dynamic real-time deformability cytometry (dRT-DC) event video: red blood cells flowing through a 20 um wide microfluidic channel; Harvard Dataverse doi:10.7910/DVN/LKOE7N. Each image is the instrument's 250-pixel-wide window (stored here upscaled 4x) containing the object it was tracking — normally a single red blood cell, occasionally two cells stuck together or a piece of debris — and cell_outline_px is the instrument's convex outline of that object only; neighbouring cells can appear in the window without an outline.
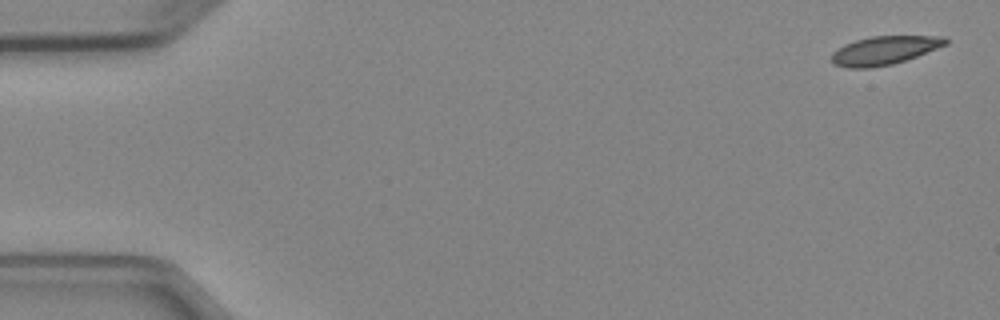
{"species": "Egyptian fruit bat (a non-hibernating species)", "species_latin": "Rousettus aegyptiacus", "temperature_condition": "cold", "stored_images_in_passage": 5, "camera_frame_rate_fps": 3000, "um_per_image_px": 0.085, "animal": {"sex": "female"}, "frame": {"image": 1, "passage_image": 1, "time_ms": 0.0, "image_size_px": [1000, 320], "cell_outline_px": [[948, 44], [916, 56], [892, 64], [872, 68], [848, 68], [832, 64], [832, 52], [836, 48], [844, 44], [856, 40], [872, 36], [944, 36], [948, 40]], "centroid_in_image_um": [75.14, 4.28], "position_along_channel_um": 9.9, "area_um2": 18.96}}
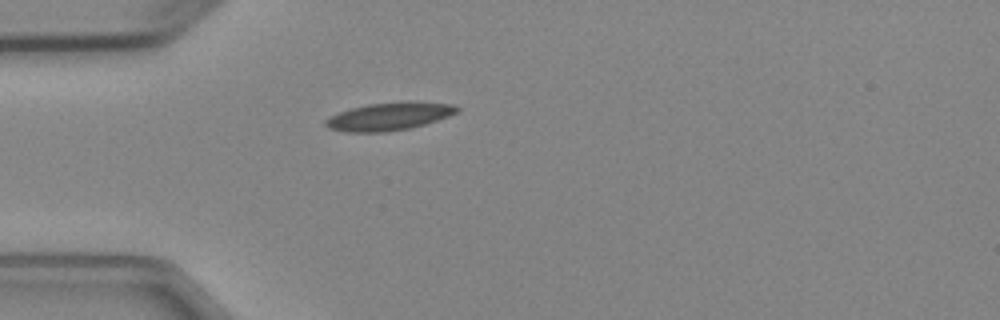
{"frame": {"image": 2, "passage_image": 5, "time_ms": 4.333, "image_size_px": [1000, 320], "cell_outline_px": [[460, 108], [456, 112], [448, 116], [424, 124], [408, 128], [384, 132], [344, 132], [328, 128], [324, 124], [324, 120], [340, 112], [352, 108], [368, 104], [408, 100], [416, 100], [456, 104]], "centroid_in_image_um": [33.11, 9.87], "position_along_channel_um": 51.9, "area_um2": 21.5}}